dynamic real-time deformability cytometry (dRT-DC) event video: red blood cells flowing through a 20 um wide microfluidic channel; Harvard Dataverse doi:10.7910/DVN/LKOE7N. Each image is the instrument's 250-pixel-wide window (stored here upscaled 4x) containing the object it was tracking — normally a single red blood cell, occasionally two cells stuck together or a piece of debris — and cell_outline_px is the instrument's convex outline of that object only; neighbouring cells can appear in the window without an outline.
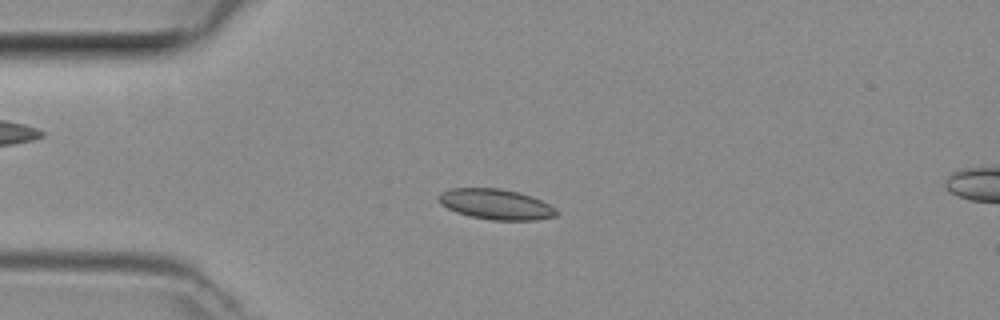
{"species": "common noctule bat (a hibernating species)", "species_latin": "Nyctalus noctula", "temperature_condition": "room temperature", "stored_images_in_passage": 47, "camera_frame_rate_fps": 3000, "um_per_image_px": 0.085, "animal": {"sex": "female", "body_mass_g": 29.2, "forearm_length_mm": 56.3}, "frame": {"image": 1, "passage_image": 11, "time_ms": 3.333, "image_size_px": [1000, 320], "cell_outline_px": [[556, 216], [536, 220], [492, 220], [468, 216], [456, 212], [440, 204], [436, 200], [436, 196], [440, 192], [452, 188], [500, 188], [520, 192], [532, 196], [556, 208]], "centroid_in_image_um": [42.1, 17.35], "position_along_channel_um": 42.9, "area_um2": 21.1}}
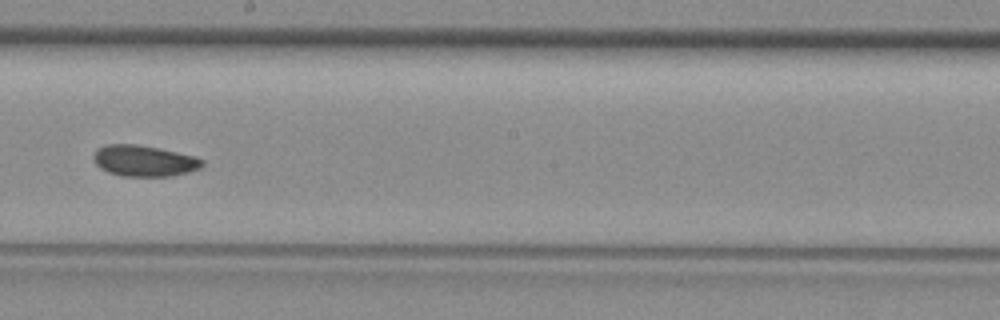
{"frame": {"image": 2, "passage_image": 26, "time_ms": 8.333, "image_size_px": [1000, 320], "cell_outline_px": [[204, 164], [200, 168], [188, 172], [172, 176], [120, 176], [108, 172], [100, 168], [92, 160], [92, 156], [96, 148], [104, 144], [136, 144], [196, 156], [204, 160]], "centroid_in_image_um": [12.21, 13.67], "position_along_channel_um": 236.0, "area_um2": 19.88}}
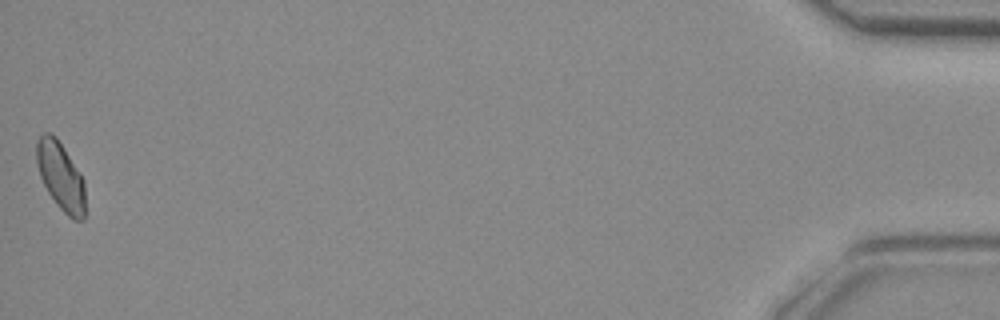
{"frame": {"image": 3, "passage_image": 47, "time_ms": 15.333, "image_size_px": [1000, 320], "cell_outline_px": [[84, 220], [72, 220], [56, 204], [48, 192], [40, 176], [36, 164], [36, 140], [44, 132], [48, 132], [56, 136], [80, 172], [84, 180]], "centroid_in_image_um": [5.14, 14.96], "position_along_channel_um": 430.1, "area_um2": 19.36}}